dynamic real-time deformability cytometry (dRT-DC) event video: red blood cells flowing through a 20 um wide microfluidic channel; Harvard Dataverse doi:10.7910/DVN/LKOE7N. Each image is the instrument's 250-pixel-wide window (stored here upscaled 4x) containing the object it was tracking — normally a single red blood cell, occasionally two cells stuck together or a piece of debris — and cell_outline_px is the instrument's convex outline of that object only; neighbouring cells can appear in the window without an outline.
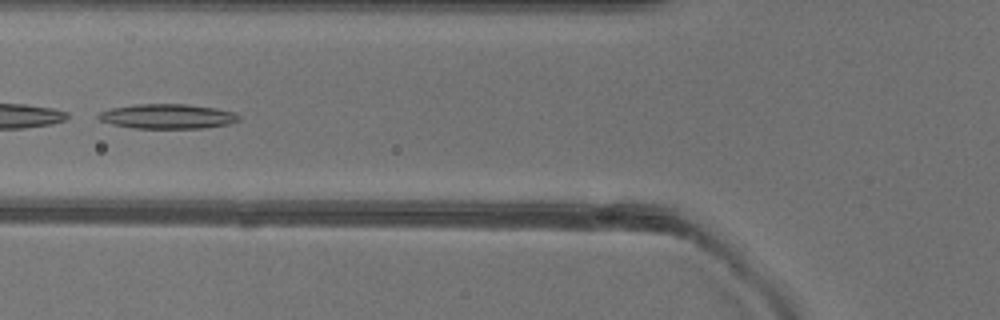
{"species": "common noctule bat (a hibernating species)", "species_latin": "Nyctalus noctula", "temperature_condition": "warm", "stored_images_in_passage": 36, "camera_frame_rate_fps": 3000, "um_per_image_px": 0.085, "animal": {"sex": "female"}, "frame": {"image": 1, "passage_image": 6, "time_ms": 1.667, "image_size_px": [1000, 320], "cell_outline_px": [[240, 120], [228, 124], [204, 128], [132, 128], [112, 124], [100, 120], [96, 116], [100, 112], [112, 108], [132, 104], [188, 104], [216, 108], [236, 112], [240, 116]], "centroid_in_image_um": [14.26, 9.88], "position_along_channel_um": 111.5, "area_um2": 20.35}}
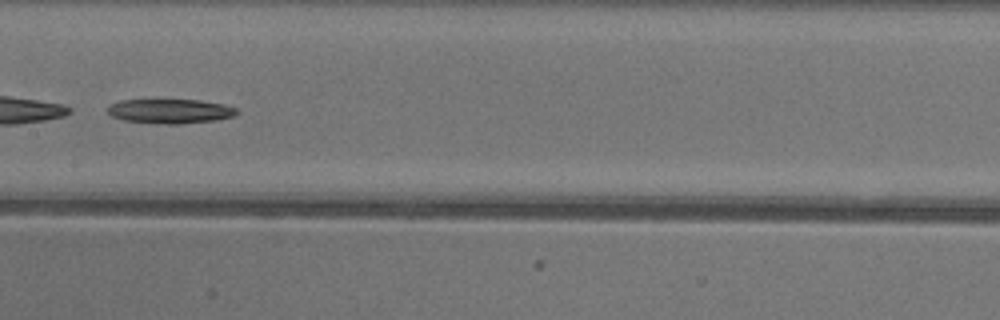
{"frame": {"image": 2, "passage_image": 12, "time_ms": 3.667, "image_size_px": [1000, 320], "cell_outline_px": [[240, 112], [236, 116], [216, 120], [180, 124], [168, 124], [124, 120], [112, 116], [108, 112], [108, 108], [112, 104], [120, 100], [200, 100], [224, 104], [236, 108]], "centroid_in_image_um": [14.54, 9.45], "position_along_channel_um": 192.9, "area_um2": 18.32}}
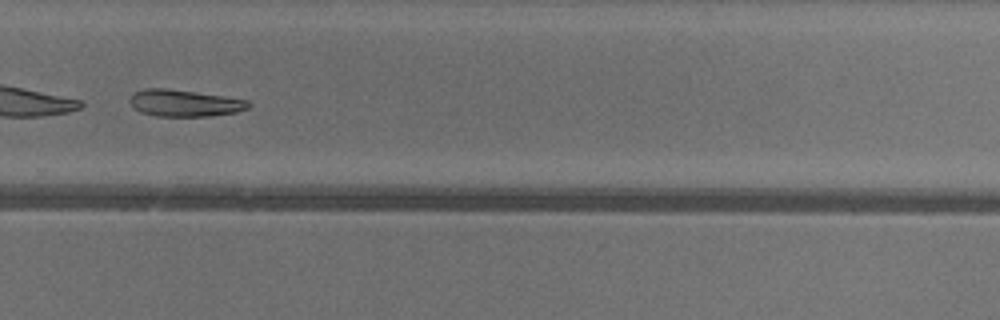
{"frame": {"image": 3, "passage_image": 21, "time_ms": 6.667, "image_size_px": [1000, 320], "cell_outline_px": [[252, 104], [248, 108], [236, 112], [208, 116], [156, 116], [140, 112], [128, 100], [132, 92], [144, 88], [164, 88], [224, 96], [248, 100]], "centroid_in_image_um": [15.66, 8.76], "position_along_channel_um": 314.1, "area_um2": 18.5}}